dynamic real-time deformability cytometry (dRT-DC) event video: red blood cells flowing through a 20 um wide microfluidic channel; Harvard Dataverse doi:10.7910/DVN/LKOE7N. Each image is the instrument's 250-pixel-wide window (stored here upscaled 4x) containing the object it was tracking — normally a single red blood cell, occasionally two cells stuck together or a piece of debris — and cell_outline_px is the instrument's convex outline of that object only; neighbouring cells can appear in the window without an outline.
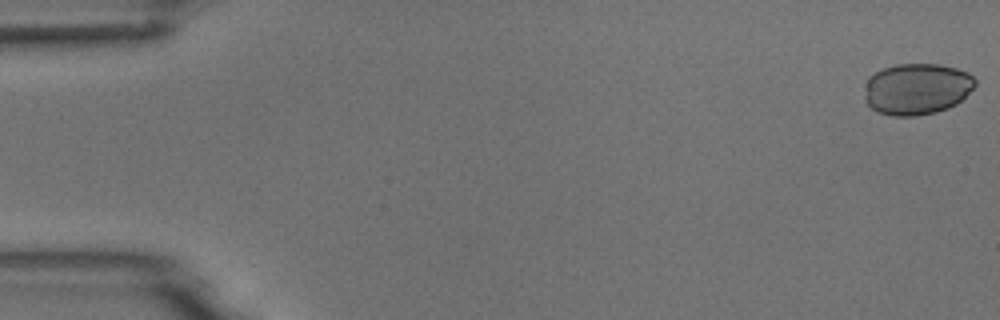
{"species": "common noctule bat (a hibernating species)", "species_latin": "Nyctalus noctula", "temperature_condition": "room temperature", "stored_images_in_passage": 8, "camera_frame_rate_fps": 3000, "um_per_image_px": 0.085, "animal": {"sex": "male", "body_mass_g": 18.8}, "frame": {"image": 1, "passage_image": 1, "time_ms": 0.0, "image_size_px": [1000, 320], "cell_outline_px": [[976, 84], [956, 104], [948, 108], [936, 112], [916, 116], [892, 116], [876, 112], [864, 100], [864, 84], [868, 76], [884, 68], [896, 64], [940, 64], [956, 68], [968, 72], [976, 80]], "centroid_in_image_um": [77.88, 7.56], "position_along_channel_um": 7.1, "area_um2": 33.41}}